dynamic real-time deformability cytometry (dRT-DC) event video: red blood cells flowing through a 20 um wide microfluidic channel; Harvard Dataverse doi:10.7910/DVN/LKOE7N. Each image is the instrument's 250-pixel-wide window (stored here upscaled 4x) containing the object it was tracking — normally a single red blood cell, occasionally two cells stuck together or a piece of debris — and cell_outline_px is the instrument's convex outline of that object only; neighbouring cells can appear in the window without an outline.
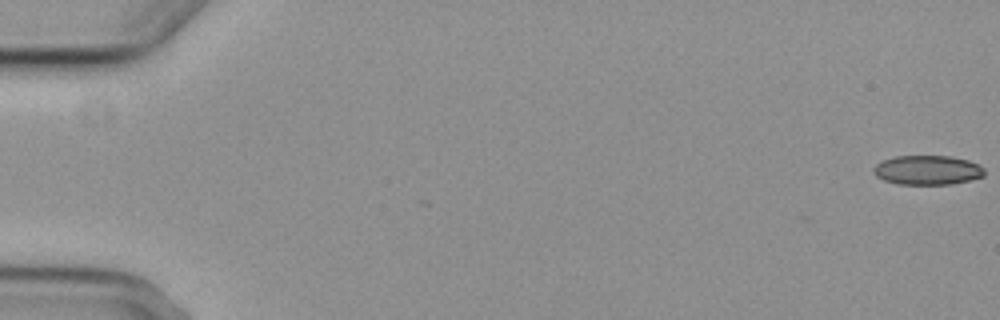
{"species": "common noctule bat (a hibernating species)", "species_latin": "Nyctalus noctula", "temperature_condition": "cold", "stored_images_in_passage": 7, "camera_frame_rate_fps": 3000, "um_per_image_px": 0.085, "animal": {"sex": "female", "body_mass_g": 29.2, "forearm_length_mm": 56.3}, "frame": {"image": 1, "passage_image": 1, "time_ms": 0.0, "image_size_px": [1000, 320], "cell_outline_px": [[984, 176], [952, 184], [896, 184], [884, 180], [876, 176], [872, 172], [872, 168], [880, 160], [892, 156], [952, 156], [968, 160], [980, 164], [984, 168]], "centroid_in_image_um": [78.8, 14.44], "position_along_channel_um": 6.2, "area_um2": 19.25}}
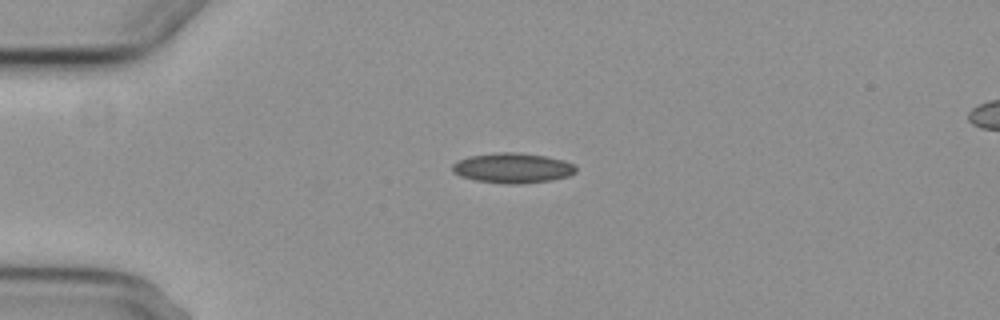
{"frame": {"image": 2, "passage_image": 5, "time_ms": 4.667, "image_size_px": [1000, 320], "cell_outline_px": [[576, 172], [568, 176], [552, 180], [520, 184], [508, 184], [476, 180], [460, 176], [452, 172], [452, 164], [468, 156], [500, 152], [516, 152], [548, 156], [564, 160], [572, 164], [576, 168]], "centroid_in_image_um": [43.58, 14.28], "position_along_channel_um": 41.4, "area_um2": 21.68}}